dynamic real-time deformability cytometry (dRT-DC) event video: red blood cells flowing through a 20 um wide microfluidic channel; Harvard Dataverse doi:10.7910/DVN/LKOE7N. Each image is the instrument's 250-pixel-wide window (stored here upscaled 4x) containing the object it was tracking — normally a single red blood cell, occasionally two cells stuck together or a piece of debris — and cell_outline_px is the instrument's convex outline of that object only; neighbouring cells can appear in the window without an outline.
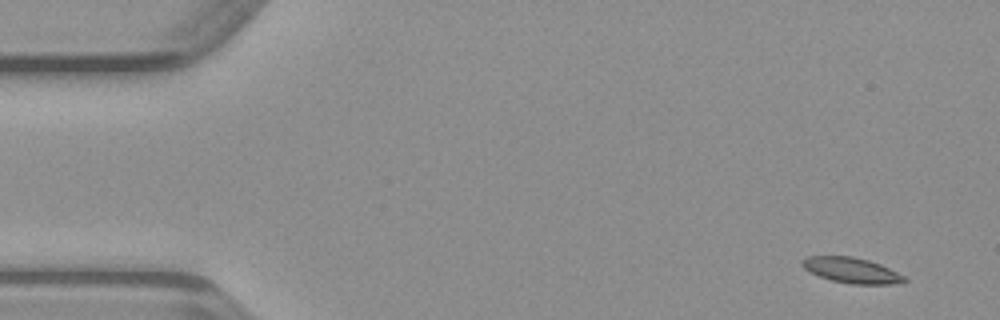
{"species": "common noctule bat (a hibernating species)", "species_latin": "Nyctalus noctula", "temperature_condition": "warm", "stored_images_in_passage": 11, "camera_frame_rate_fps": 3000, "um_per_image_px": 0.085, "animal": {"sex": "male", "body_mass_g": 23.1, "forearm_length_mm": 52.7}, "frame": {"image": 1, "passage_image": 1, "time_ms": 0.0, "image_size_px": [1000, 320], "cell_outline_px": [[908, 280], [892, 284], [852, 284], [832, 280], [820, 276], [804, 268], [800, 264], [808, 256], [852, 256], [868, 260], [880, 264], [904, 276]], "centroid_in_image_um": [72.39, 22.97], "position_along_channel_um": 12.6, "area_um2": 14.85}}